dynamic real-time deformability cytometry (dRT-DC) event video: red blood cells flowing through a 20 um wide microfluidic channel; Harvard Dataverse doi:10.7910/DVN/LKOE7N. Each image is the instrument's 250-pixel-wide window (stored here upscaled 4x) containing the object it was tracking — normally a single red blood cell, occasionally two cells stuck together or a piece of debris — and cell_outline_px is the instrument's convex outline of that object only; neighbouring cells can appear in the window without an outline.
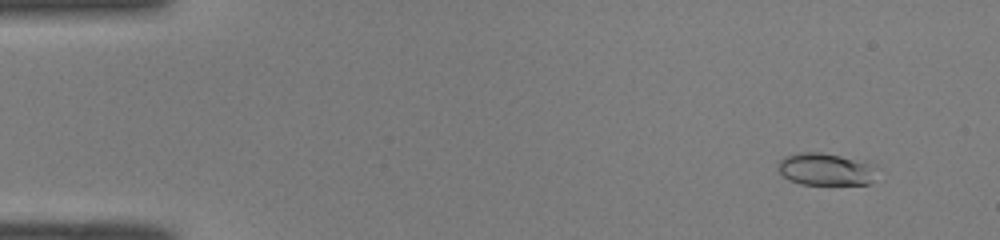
{"species": "common noctule bat (a hibernating species)", "species_latin": "Nyctalus noctula", "temperature_condition": "room temperature", "stored_images_in_passage": 50, "camera_frame_rate_fps": 3000, "um_per_image_px": 0.085, "animal": {"sex": "male", "body_mass_g": 19.0, "forearm_length_mm": 50.8}, "frame": {"image": 1, "passage_image": 4, "time_ms": 1.0, "image_size_px": [1000, 240], "cell_outline_px": [[880, 168], [868, 184], [800, 184], [788, 180], [776, 168], [780, 160], [784, 156], [800, 152], [820, 152], [840, 156], [876, 164]], "centroid_in_image_um": [70.19, 14.38], "position_along_channel_um": 14.8, "area_um2": 18.79}}
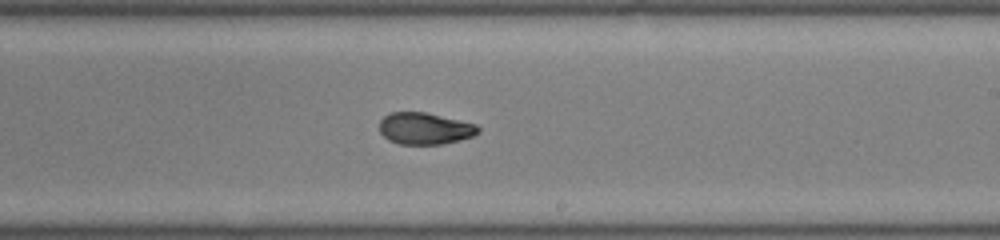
{"frame": {"image": 2, "passage_image": 30, "time_ms": 9.667, "image_size_px": [1000, 240], "cell_outline_px": [[480, 132], [472, 136], [460, 140], [440, 144], [400, 144], [388, 140], [380, 132], [380, 120], [384, 116], [392, 112], [424, 112], [476, 124], [480, 128]], "centroid_in_image_um": [36.1, 10.92], "position_along_channel_um": 252.9, "area_um2": 18.15}}
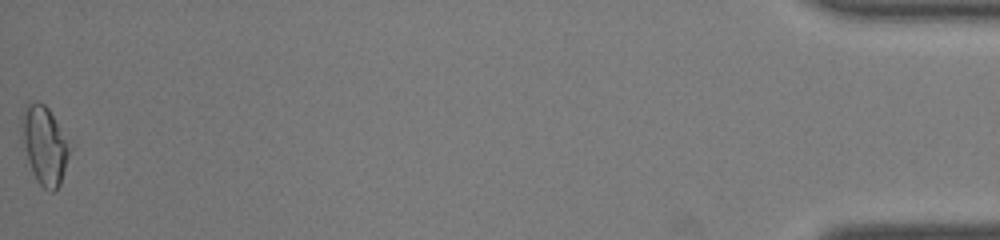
{"frame": {"image": 3, "passage_image": 50, "time_ms": 16.333, "image_size_px": [1000, 240], "cell_outline_px": [[72, 148], [60, 184], [52, 192], [44, 188], [36, 180], [32, 172], [28, 160], [24, 144], [20, 124], [20, 116], [28, 104], [36, 100], [40, 100], [48, 108]], "centroid_in_image_um": [3.78, 12.32], "position_along_channel_um": 431.4, "area_um2": 21.68}, "authors_computed_cell_mechanics": {"area_um2": 18.9295, "velocity_mm_per_s": 4.1101, "shape_relaxation_time_tau1_ms": 10.9127, "shape_relaxation_time_tau2_ms": 1.8718, "deformation_change_tau1": 0.2657, "deformation_change_tau2": 0.0649}}